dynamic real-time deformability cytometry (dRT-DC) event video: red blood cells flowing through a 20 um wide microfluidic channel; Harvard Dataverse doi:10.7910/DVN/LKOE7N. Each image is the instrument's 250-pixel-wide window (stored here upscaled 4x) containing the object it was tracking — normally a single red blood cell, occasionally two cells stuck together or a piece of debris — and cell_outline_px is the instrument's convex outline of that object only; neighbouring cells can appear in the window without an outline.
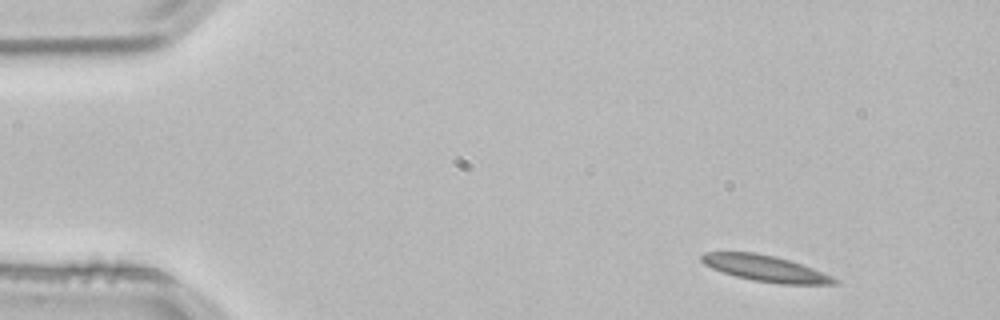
{"species": "common noctule bat (a hibernating species)", "species_latin": "Nyctalus noctula", "temperature_condition": "room temperature", "stored_images_in_passage": 3, "camera_frame_rate_fps": 3000, "um_per_image_px": 0.085, "animal": {"sex": "male", "body_mass_g": 21.5, "forearm_length_mm": 52.0}, "frame": {"image": 1, "passage_image": 1, "time_ms": 0.0, "image_size_px": [1000, 320], "cell_outline_px": [[840, 284], [780, 284], [752, 280], [736, 276], [712, 268], [704, 264], [700, 260], [700, 256], [704, 252], [756, 252], [776, 256], [812, 268], [832, 276], [840, 280]], "centroid_in_image_um": [65.07, 22.81], "position_along_channel_um": 19.9, "area_um2": 20.17}}